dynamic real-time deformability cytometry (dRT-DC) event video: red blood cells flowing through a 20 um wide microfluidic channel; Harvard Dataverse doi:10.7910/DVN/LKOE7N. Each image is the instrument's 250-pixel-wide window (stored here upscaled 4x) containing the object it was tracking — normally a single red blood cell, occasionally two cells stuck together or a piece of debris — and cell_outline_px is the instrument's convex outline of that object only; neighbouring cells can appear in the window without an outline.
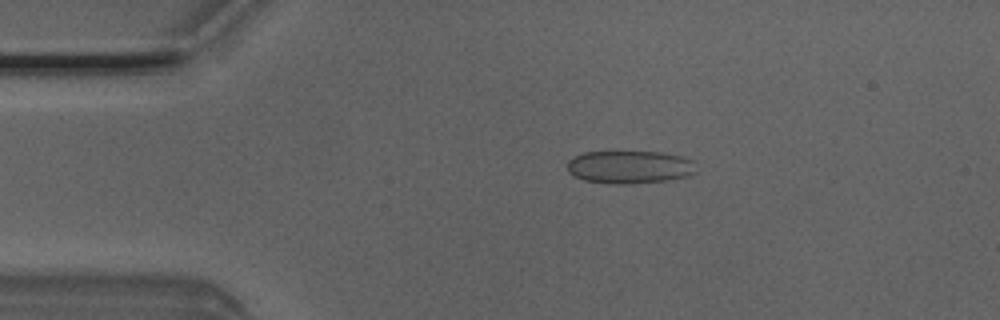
{"species": "Egyptian fruit bat (a non-hibernating species)", "species_latin": "Rousettus aegyptiacus", "temperature_condition": "room temperature", "stored_images_in_passage": 3, "camera_frame_rate_fps": 3000, "um_per_image_px": 0.085, "animal": {"sex": "male"}, "frame": {"image": 1, "passage_image": 1, "time_ms": 0.0, "image_size_px": [1000, 320], "cell_outline_px": [[696, 172], [688, 176], [664, 180], [628, 184], [616, 184], [584, 180], [568, 172], [568, 160], [584, 152], [664, 152], [684, 156], [696, 160]], "centroid_in_image_um": [53.59, 14.18], "position_along_channel_um": 31.4, "area_um2": 24.8}}
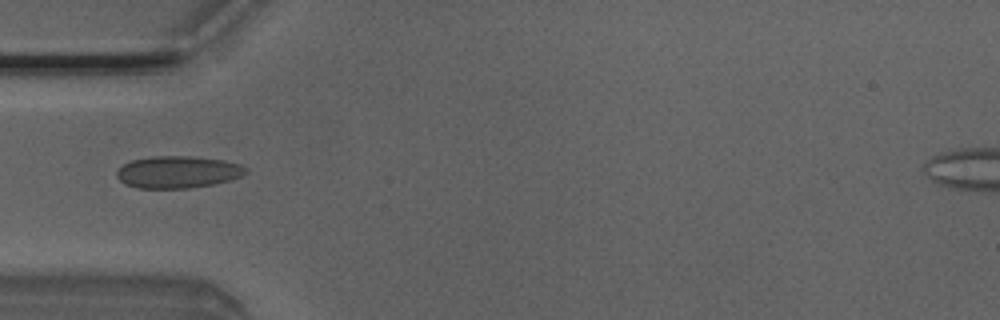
{"frame": {"image": 2, "passage_image": 2, "time_ms": 0.333, "image_size_px": [1000, 320], "cell_outline_px": [[248, 172], [232, 180], [216, 184], [188, 188], [136, 188], [124, 184], [116, 176], [116, 172], [124, 164], [132, 160], [152, 156], [188, 156], [224, 160], [240, 164], [248, 168]], "centroid_in_image_um": [15.14, 14.63], "position_along_channel_um": 69.9, "area_um2": 24.28}}